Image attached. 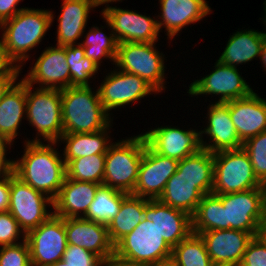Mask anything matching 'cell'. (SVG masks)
Segmentation results:
<instances>
[{"label":"cell","mask_w":266,"mask_h":266,"mask_svg":"<svg viewBox=\"0 0 266 266\" xmlns=\"http://www.w3.org/2000/svg\"><path fill=\"white\" fill-rule=\"evenodd\" d=\"M14 146L6 137L0 134V177H3L13 171V160L8 158L10 149ZM9 151V153H8Z\"/></svg>","instance_id":"obj_43"},{"label":"cell","mask_w":266,"mask_h":266,"mask_svg":"<svg viewBox=\"0 0 266 266\" xmlns=\"http://www.w3.org/2000/svg\"><path fill=\"white\" fill-rule=\"evenodd\" d=\"M101 18H103V22L106 25H101L100 27L92 25L86 33H83L82 38L84 40L81 39L79 41L84 48L85 57L91 59L100 69V66H103L101 63H104L103 60H109L113 62L112 65H115L118 49V41L115 38L110 23L102 15ZM106 27L109 33L103 30Z\"/></svg>","instance_id":"obj_29"},{"label":"cell","mask_w":266,"mask_h":266,"mask_svg":"<svg viewBox=\"0 0 266 266\" xmlns=\"http://www.w3.org/2000/svg\"><path fill=\"white\" fill-rule=\"evenodd\" d=\"M242 148L249 156L257 179L263 182L266 179V131L248 138Z\"/></svg>","instance_id":"obj_38"},{"label":"cell","mask_w":266,"mask_h":266,"mask_svg":"<svg viewBox=\"0 0 266 266\" xmlns=\"http://www.w3.org/2000/svg\"><path fill=\"white\" fill-rule=\"evenodd\" d=\"M113 121L105 128L93 133H65L61 135L58 144L63 143L62 156L67 164L70 160L79 157H88L94 154H106L113 143L111 129Z\"/></svg>","instance_id":"obj_28"},{"label":"cell","mask_w":266,"mask_h":266,"mask_svg":"<svg viewBox=\"0 0 266 266\" xmlns=\"http://www.w3.org/2000/svg\"><path fill=\"white\" fill-rule=\"evenodd\" d=\"M61 103L63 134L97 132L114 120L104 109L98 89L91 86L62 89Z\"/></svg>","instance_id":"obj_3"},{"label":"cell","mask_w":266,"mask_h":266,"mask_svg":"<svg viewBox=\"0 0 266 266\" xmlns=\"http://www.w3.org/2000/svg\"><path fill=\"white\" fill-rule=\"evenodd\" d=\"M100 184L65 178L53 200L54 214L62 218H83Z\"/></svg>","instance_id":"obj_25"},{"label":"cell","mask_w":266,"mask_h":266,"mask_svg":"<svg viewBox=\"0 0 266 266\" xmlns=\"http://www.w3.org/2000/svg\"><path fill=\"white\" fill-rule=\"evenodd\" d=\"M95 1V5L96 7L99 8V6H103L104 5V8L105 9L106 7L110 6L111 4H116V3H119V2H123V0H94ZM110 3V4H109Z\"/></svg>","instance_id":"obj_51"},{"label":"cell","mask_w":266,"mask_h":266,"mask_svg":"<svg viewBox=\"0 0 266 266\" xmlns=\"http://www.w3.org/2000/svg\"><path fill=\"white\" fill-rule=\"evenodd\" d=\"M21 70L16 67L8 58L0 46V78L20 77Z\"/></svg>","instance_id":"obj_46"},{"label":"cell","mask_w":266,"mask_h":266,"mask_svg":"<svg viewBox=\"0 0 266 266\" xmlns=\"http://www.w3.org/2000/svg\"><path fill=\"white\" fill-rule=\"evenodd\" d=\"M116 141L106 152L103 185L132 194L146 140L141 132Z\"/></svg>","instance_id":"obj_5"},{"label":"cell","mask_w":266,"mask_h":266,"mask_svg":"<svg viewBox=\"0 0 266 266\" xmlns=\"http://www.w3.org/2000/svg\"><path fill=\"white\" fill-rule=\"evenodd\" d=\"M103 76L100 85L97 86L100 101L104 109L111 115L122 107L135 104L137 101L159 93L139 76L121 71L113 66V70Z\"/></svg>","instance_id":"obj_10"},{"label":"cell","mask_w":266,"mask_h":266,"mask_svg":"<svg viewBox=\"0 0 266 266\" xmlns=\"http://www.w3.org/2000/svg\"><path fill=\"white\" fill-rule=\"evenodd\" d=\"M176 266H215L200 235L191 233L172 249Z\"/></svg>","instance_id":"obj_36"},{"label":"cell","mask_w":266,"mask_h":266,"mask_svg":"<svg viewBox=\"0 0 266 266\" xmlns=\"http://www.w3.org/2000/svg\"><path fill=\"white\" fill-rule=\"evenodd\" d=\"M100 14L110 23L118 43L158 42L160 31L157 16L145 15L136 10L108 6ZM155 18V19H154Z\"/></svg>","instance_id":"obj_14"},{"label":"cell","mask_w":266,"mask_h":266,"mask_svg":"<svg viewBox=\"0 0 266 266\" xmlns=\"http://www.w3.org/2000/svg\"><path fill=\"white\" fill-rule=\"evenodd\" d=\"M11 172L0 177V213L9 210Z\"/></svg>","instance_id":"obj_45"},{"label":"cell","mask_w":266,"mask_h":266,"mask_svg":"<svg viewBox=\"0 0 266 266\" xmlns=\"http://www.w3.org/2000/svg\"><path fill=\"white\" fill-rule=\"evenodd\" d=\"M66 52V61L70 71L71 86H93L90 83L95 80L100 68L95 63L85 57V51L81 44L64 46ZM97 75V76H96Z\"/></svg>","instance_id":"obj_35"},{"label":"cell","mask_w":266,"mask_h":266,"mask_svg":"<svg viewBox=\"0 0 266 266\" xmlns=\"http://www.w3.org/2000/svg\"><path fill=\"white\" fill-rule=\"evenodd\" d=\"M26 121L36 135L24 142H58L63 134L61 90L26 83Z\"/></svg>","instance_id":"obj_4"},{"label":"cell","mask_w":266,"mask_h":266,"mask_svg":"<svg viewBox=\"0 0 266 266\" xmlns=\"http://www.w3.org/2000/svg\"><path fill=\"white\" fill-rule=\"evenodd\" d=\"M94 0H62L60 14L57 18L56 45L69 46L80 44L86 32L90 13L96 9Z\"/></svg>","instance_id":"obj_24"},{"label":"cell","mask_w":266,"mask_h":266,"mask_svg":"<svg viewBox=\"0 0 266 266\" xmlns=\"http://www.w3.org/2000/svg\"><path fill=\"white\" fill-rule=\"evenodd\" d=\"M23 0H0V24L11 19L26 7H18Z\"/></svg>","instance_id":"obj_44"},{"label":"cell","mask_w":266,"mask_h":266,"mask_svg":"<svg viewBox=\"0 0 266 266\" xmlns=\"http://www.w3.org/2000/svg\"><path fill=\"white\" fill-rule=\"evenodd\" d=\"M213 154V194H230L261 187L249 156L243 148L223 150Z\"/></svg>","instance_id":"obj_7"},{"label":"cell","mask_w":266,"mask_h":266,"mask_svg":"<svg viewBox=\"0 0 266 266\" xmlns=\"http://www.w3.org/2000/svg\"><path fill=\"white\" fill-rule=\"evenodd\" d=\"M177 172L195 182V186L204 194H210L214 184V154L202 148L199 152L179 160Z\"/></svg>","instance_id":"obj_32"},{"label":"cell","mask_w":266,"mask_h":266,"mask_svg":"<svg viewBox=\"0 0 266 266\" xmlns=\"http://www.w3.org/2000/svg\"><path fill=\"white\" fill-rule=\"evenodd\" d=\"M160 14L157 23L160 32L167 36L170 44L178 33L191 24L203 20L213 11L206 0H158ZM171 41V42H170Z\"/></svg>","instance_id":"obj_19"},{"label":"cell","mask_w":266,"mask_h":266,"mask_svg":"<svg viewBox=\"0 0 266 266\" xmlns=\"http://www.w3.org/2000/svg\"><path fill=\"white\" fill-rule=\"evenodd\" d=\"M217 196L224 207V230H241L257 236L266 214L262 188Z\"/></svg>","instance_id":"obj_12"},{"label":"cell","mask_w":266,"mask_h":266,"mask_svg":"<svg viewBox=\"0 0 266 266\" xmlns=\"http://www.w3.org/2000/svg\"><path fill=\"white\" fill-rule=\"evenodd\" d=\"M229 114L242 142L266 131V98L256 90L248 97L229 101Z\"/></svg>","instance_id":"obj_23"},{"label":"cell","mask_w":266,"mask_h":266,"mask_svg":"<svg viewBox=\"0 0 266 266\" xmlns=\"http://www.w3.org/2000/svg\"><path fill=\"white\" fill-rule=\"evenodd\" d=\"M32 63L27 74L22 77L27 84L59 90L70 87V71L64 46L55 44L45 47Z\"/></svg>","instance_id":"obj_16"},{"label":"cell","mask_w":266,"mask_h":266,"mask_svg":"<svg viewBox=\"0 0 266 266\" xmlns=\"http://www.w3.org/2000/svg\"><path fill=\"white\" fill-rule=\"evenodd\" d=\"M204 195L195 186V182L178 175L176 171L167 181L164 192L159 197V200L172 208L182 210L192 216Z\"/></svg>","instance_id":"obj_30"},{"label":"cell","mask_w":266,"mask_h":266,"mask_svg":"<svg viewBox=\"0 0 266 266\" xmlns=\"http://www.w3.org/2000/svg\"><path fill=\"white\" fill-rule=\"evenodd\" d=\"M148 199L128 194L122 201L119 213L107 225L110 241L115 246L123 237L132 232L144 219Z\"/></svg>","instance_id":"obj_31"},{"label":"cell","mask_w":266,"mask_h":266,"mask_svg":"<svg viewBox=\"0 0 266 266\" xmlns=\"http://www.w3.org/2000/svg\"><path fill=\"white\" fill-rule=\"evenodd\" d=\"M172 125H156L142 132L146 144L156 153L182 160L202 149L200 130L180 128Z\"/></svg>","instance_id":"obj_15"},{"label":"cell","mask_w":266,"mask_h":266,"mask_svg":"<svg viewBox=\"0 0 266 266\" xmlns=\"http://www.w3.org/2000/svg\"><path fill=\"white\" fill-rule=\"evenodd\" d=\"M19 77H2L0 78V101L8 89L18 81Z\"/></svg>","instance_id":"obj_48"},{"label":"cell","mask_w":266,"mask_h":266,"mask_svg":"<svg viewBox=\"0 0 266 266\" xmlns=\"http://www.w3.org/2000/svg\"><path fill=\"white\" fill-rule=\"evenodd\" d=\"M215 266H239L254 235L241 230H211L199 234Z\"/></svg>","instance_id":"obj_20"},{"label":"cell","mask_w":266,"mask_h":266,"mask_svg":"<svg viewBox=\"0 0 266 266\" xmlns=\"http://www.w3.org/2000/svg\"><path fill=\"white\" fill-rule=\"evenodd\" d=\"M22 238V239H21ZM25 232L20 228L19 223L7 212L0 213V247L20 243L26 239Z\"/></svg>","instance_id":"obj_41"},{"label":"cell","mask_w":266,"mask_h":266,"mask_svg":"<svg viewBox=\"0 0 266 266\" xmlns=\"http://www.w3.org/2000/svg\"><path fill=\"white\" fill-rule=\"evenodd\" d=\"M22 143L23 155L13 158L15 176L54 200L66 178V163L60 153L62 150L56 148L58 142Z\"/></svg>","instance_id":"obj_1"},{"label":"cell","mask_w":266,"mask_h":266,"mask_svg":"<svg viewBox=\"0 0 266 266\" xmlns=\"http://www.w3.org/2000/svg\"><path fill=\"white\" fill-rule=\"evenodd\" d=\"M32 266H48L63 258L67 246L65 218L55 214L26 234Z\"/></svg>","instance_id":"obj_13"},{"label":"cell","mask_w":266,"mask_h":266,"mask_svg":"<svg viewBox=\"0 0 266 266\" xmlns=\"http://www.w3.org/2000/svg\"><path fill=\"white\" fill-rule=\"evenodd\" d=\"M106 154L79 157L66 164V177L77 181L103 184Z\"/></svg>","instance_id":"obj_37"},{"label":"cell","mask_w":266,"mask_h":266,"mask_svg":"<svg viewBox=\"0 0 266 266\" xmlns=\"http://www.w3.org/2000/svg\"><path fill=\"white\" fill-rule=\"evenodd\" d=\"M192 233L224 230V207L221 199L213 193L205 194L191 216Z\"/></svg>","instance_id":"obj_34"},{"label":"cell","mask_w":266,"mask_h":266,"mask_svg":"<svg viewBox=\"0 0 266 266\" xmlns=\"http://www.w3.org/2000/svg\"><path fill=\"white\" fill-rule=\"evenodd\" d=\"M150 266H176L175 262L170 258L161 262L150 264Z\"/></svg>","instance_id":"obj_52"},{"label":"cell","mask_w":266,"mask_h":266,"mask_svg":"<svg viewBox=\"0 0 266 266\" xmlns=\"http://www.w3.org/2000/svg\"><path fill=\"white\" fill-rule=\"evenodd\" d=\"M144 219L157 226L161 236L172 249L192 233L191 216L162 203L159 199H148Z\"/></svg>","instance_id":"obj_21"},{"label":"cell","mask_w":266,"mask_h":266,"mask_svg":"<svg viewBox=\"0 0 266 266\" xmlns=\"http://www.w3.org/2000/svg\"><path fill=\"white\" fill-rule=\"evenodd\" d=\"M257 237L266 244V214L264 219L260 222Z\"/></svg>","instance_id":"obj_49"},{"label":"cell","mask_w":266,"mask_h":266,"mask_svg":"<svg viewBox=\"0 0 266 266\" xmlns=\"http://www.w3.org/2000/svg\"><path fill=\"white\" fill-rule=\"evenodd\" d=\"M22 119L26 120V82L21 78L8 89L0 101V134L11 143H16Z\"/></svg>","instance_id":"obj_27"},{"label":"cell","mask_w":266,"mask_h":266,"mask_svg":"<svg viewBox=\"0 0 266 266\" xmlns=\"http://www.w3.org/2000/svg\"><path fill=\"white\" fill-rule=\"evenodd\" d=\"M239 266H266V244L260 238L250 241Z\"/></svg>","instance_id":"obj_42"},{"label":"cell","mask_w":266,"mask_h":266,"mask_svg":"<svg viewBox=\"0 0 266 266\" xmlns=\"http://www.w3.org/2000/svg\"><path fill=\"white\" fill-rule=\"evenodd\" d=\"M261 188H262V192H263L264 204L266 206V179L263 182H261Z\"/></svg>","instance_id":"obj_53"},{"label":"cell","mask_w":266,"mask_h":266,"mask_svg":"<svg viewBox=\"0 0 266 266\" xmlns=\"http://www.w3.org/2000/svg\"><path fill=\"white\" fill-rule=\"evenodd\" d=\"M179 160L154 152L147 144L139 166L138 177L133 195L159 199L167 181L178 169Z\"/></svg>","instance_id":"obj_17"},{"label":"cell","mask_w":266,"mask_h":266,"mask_svg":"<svg viewBox=\"0 0 266 266\" xmlns=\"http://www.w3.org/2000/svg\"><path fill=\"white\" fill-rule=\"evenodd\" d=\"M0 266H32L26 240L14 245L1 246Z\"/></svg>","instance_id":"obj_40"},{"label":"cell","mask_w":266,"mask_h":266,"mask_svg":"<svg viewBox=\"0 0 266 266\" xmlns=\"http://www.w3.org/2000/svg\"><path fill=\"white\" fill-rule=\"evenodd\" d=\"M51 9L24 8L0 24V46L7 58L23 73V66L32 58L56 20ZM55 19V20H54Z\"/></svg>","instance_id":"obj_2"},{"label":"cell","mask_w":266,"mask_h":266,"mask_svg":"<svg viewBox=\"0 0 266 266\" xmlns=\"http://www.w3.org/2000/svg\"><path fill=\"white\" fill-rule=\"evenodd\" d=\"M212 67V72L188 85L186 91L189 97L195 96L197 99L205 95L210 98L212 95L211 98L215 97V103H225L248 97L253 92L254 89L246 82L247 79L242 76L239 68L224 65L218 60Z\"/></svg>","instance_id":"obj_9"},{"label":"cell","mask_w":266,"mask_h":266,"mask_svg":"<svg viewBox=\"0 0 266 266\" xmlns=\"http://www.w3.org/2000/svg\"><path fill=\"white\" fill-rule=\"evenodd\" d=\"M48 266H104V262L84 248L67 244L63 258Z\"/></svg>","instance_id":"obj_39"},{"label":"cell","mask_w":266,"mask_h":266,"mask_svg":"<svg viewBox=\"0 0 266 266\" xmlns=\"http://www.w3.org/2000/svg\"><path fill=\"white\" fill-rule=\"evenodd\" d=\"M50 209V210H49ZM53 200L22 182L11 171L9 212L27 234L54 214Z\"/></svg>","instance_id":"obj_11"},{"label":"cell","mask_w":266,"mask_h":266,"mask_svg":"<svg viewBox=\"0 0 266 266\" xmlns=\"http://www.w3.org/2000/svg\"><path fill=\"white\" fill-rule=\"evenodd\" d=\"M259 61L261 62V67H263L264 73L266 74V34L264 36L262 50L260 53Z\"/></svg>","instance_id":"obj_50"},{"label":"cell","mask_w":266,"mask_h":266,"mask_svg":"<svg viewBox=\"0 0 266 266\" xmlns=\"http://www.w3.org/2000/svg\"><path fill=\"white\" fill-rule=\"evenodd\" d=\"M104 266H150L149 264L132 262L123 258L113 255L108 261L104 263Z\"/></svg>","instance_id":"obj_47"},{"label":"cell","mask_w":266,"mask_h":266,"mask_svg":"<svg viewBox=\"0 0 266 266\" xmlns=\"http://www.w3.org/2000/svg\"><path fill=\"white\" fill-rule=\"evenodd\" d=\"M67 244L96 254L104 263L114 255L107 225L84 218H65Z\"/></svg>","instance_id":"obj_22"},{"label":"cell","mask_w":266,"mask_h":266,"mask_svg":"<svg viewBox=\"0 0 266 266\" xmlns=\"http://www.w3.org/2000/svg\"><path fill=\"white\" fill-rule=\"evenodd\" d=\"M158 42L118 43L115 67L144 79L160 95L167 88L165 54L158 50ZM166 60V61H165Z\"/></svg>","instance_id":"obj_6"},{"label":"cell","mask_w":266,"mask_h":266,"mask_svg":"<svg viewBox=\"0 0 266 266\" xmlns=\"http://www.w3.org/2000/svg\"><path fill=\"white\" fill-rule=\"evenodd\" d=\"M114 255L128 261L153 264L168 260L172 248L161 236L152 221L143 219L129 234L114 246Z\"/></svg>","instance_id":"obj_8"},{"label":"cell","mask_w":266,"mask_h":266,"mask_svg":"<svg viewBox=\"0 0 266 266\" xmlns=\"http://www.w3.org/2000/svg\"><path fill=\"white\" fill-rule=\"evenodd\" d=\"M263 11L265 12L260 20L264 24V30L266 29V0L263 2Z\"/></svg>","instance_id":"obj_54"},{"label":"cell","mask_w":266,"mask_h":266,"mask_svg":"<svg viewBox=\"0 0 266 266\" xmlns=\"http://www.w3.org/2000/svg\"><path fill=\"white\" fill-rule=\"evenodd\" d=\"M243 28L229 36L224 51L217 59L220 63L237 68L260 57L266 30Z\"/></svg>","instance_id":"obj_26"},{"label":"cell","mask_w":266,"mask_h":266,"mask_svg":"<svg viewBox=\"0 0 266 266\" xmlns=\"http://www.w3.org/2000/svg\"><path fill=\"white\" fill-rule=\"evenodd\" d=\"M209 102L207 117L204 116L205 121L207 120L206 127L204 126L202 129V126L200 129L202 148L211 153L242 148L243 142L239 139L229 114V101L225 103Z\"/></svg>","instance_id":"obj_18"},{"label":"cell","mask_w":266,"mask_h":266,"mask_svg":"<svg viewBox=\"0 0 266 266\" xmlns=\"http://www.w3.org/2000/svg\"><path fill=\"white\" fill-rule=\"evenodd\" d=\"M128 193L100 185L84 219L108 225L119 213L123 199Z\"/></svg>","instance_id":"obj_33"}]
</instances>
